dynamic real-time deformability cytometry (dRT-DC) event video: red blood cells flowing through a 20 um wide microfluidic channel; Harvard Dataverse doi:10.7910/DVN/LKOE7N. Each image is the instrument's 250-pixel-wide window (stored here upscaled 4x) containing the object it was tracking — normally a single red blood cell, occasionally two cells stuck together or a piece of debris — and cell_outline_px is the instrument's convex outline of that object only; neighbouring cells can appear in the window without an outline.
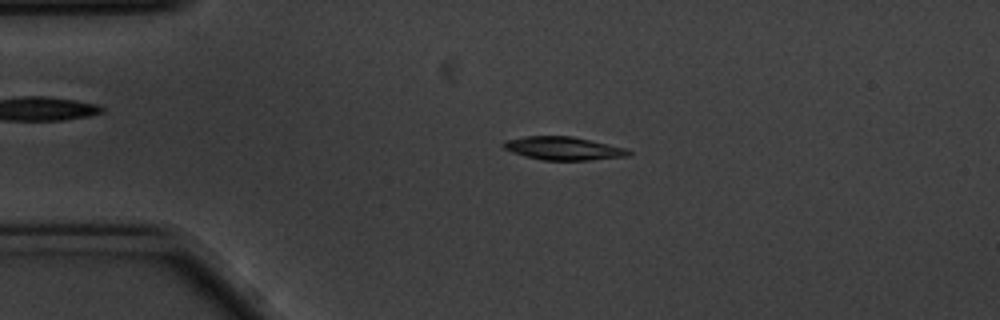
{"species": "common noctule bat (a hibernating species)", "species_latin": "Nyctalus noctula", "temperature_condition": "cold", "stored_images_in_passage": 55, "camera_frame_rate_fps": 3000, "um_per_image_px": 0.085, "animal": {"sex": "male", "body_mass_g": 20.1, "forearm_length_mm": 53.5}, "frame": {"image": 1, "passage_image": 10, "time_ms": 3.0, "image_size_px": [1000, 320], "cell_outline_px": [[632, 152], [628, 156], [588, 160], [540, 160], [524, 156], [512, 152], [504, 148], [500, 144], [504, 140], [524, 136], [572, 136], [624, 148]], "centroid_in_image_um": [47.8, 12.61], "position_along_channel_um": 37.2, "area_um2": 16.88}}
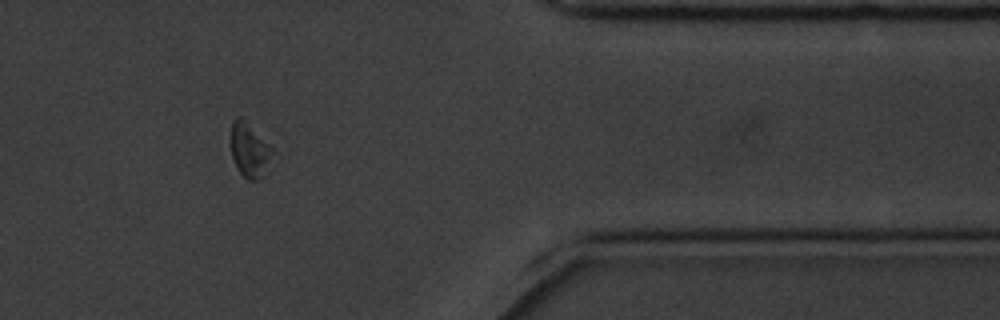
{"frame": {"image": 2, "passage_image": 45, "time_ms": 14.667, "image_size_px": [1000, 320], "cell_outline_px": [[276, 152], [260, 180], [248, 180], [236, 168], [228, 144], [232, 120], [236, 116], [240, 116], [276, 148]], "centroid_in_image_um": [21.21, 12.72], "position_along_channel_um": 390.2, "area_um2": 13.99}}
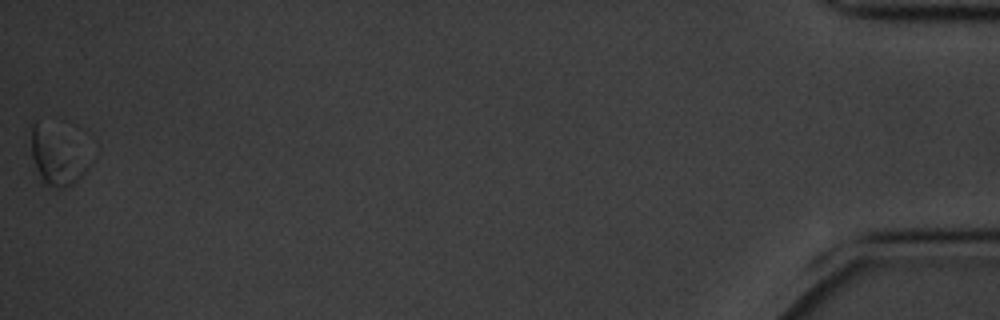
{"frame": {"image": 3, "passage_image": 55, "time_ms": 18.0, "image_size_px": [1000, 320], "cell_outline_px": [[92, 164], [72, 184], [64, 188], [56, 188], [40, 184], [32, 172], [32, 124], [36, 120], [92, 160]], "centroid_in_image_um": [4.73, 13.5], "position_along_channel_um": 430.5, "area_um2": 18.38}, "authors_computed_cell_mechanics": {"area_um2": 16.7042, "velocity_mm_per_s": 3.4631, "shape_relaxation_time_tau1_ms": 1.3463, "shape_relaxation_time_tau2_ms": null, "deformation_change_tau1": 0.0659, "deformation_change_tau2": null}}